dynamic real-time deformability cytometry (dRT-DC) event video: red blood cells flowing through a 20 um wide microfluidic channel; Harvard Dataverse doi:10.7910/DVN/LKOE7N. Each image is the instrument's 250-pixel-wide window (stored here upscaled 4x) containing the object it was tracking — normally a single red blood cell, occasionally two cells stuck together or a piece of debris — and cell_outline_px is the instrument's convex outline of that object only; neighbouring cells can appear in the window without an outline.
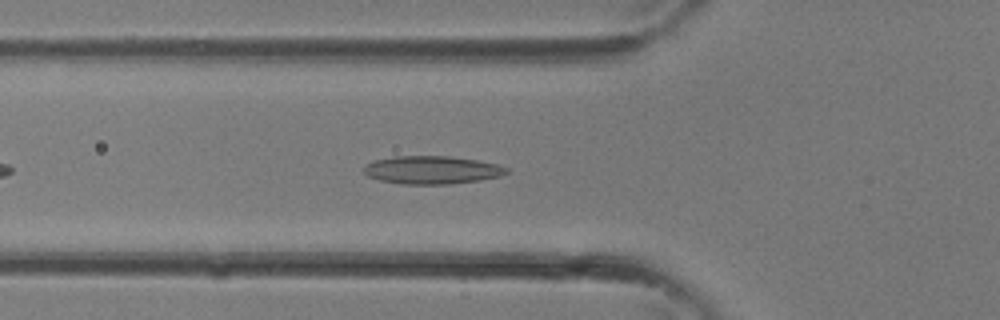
{"species": "common noctule bat (a hibernating species)", "species_latin": "Nyctalus noctula", "temperature_condition": "room temperature", "stored_images_in_passage": 26, "camera_frame_rate_fps": 3000, "um_per_image_px": 0.085, "animal": {"sex": "female"}, "frame": {"image": 1, "passage_image": 4, "time_ms": 1.0, "image_size_px": [1000, 320], "cell_outline_px": [[508, 172], [500, 176], [480, 180], [448, 184], [400, 184], [380, 180], [368, 176], [364, 172], [364, 168], [368, 164], [376, 160], [392, 156], [448, 156], [476, 160], [496, 164], [508, 168]], "centroid_in_image_um": [36.71, 14.45], "position_along_channel_um": 89.1, "area_um2": 23.12}}
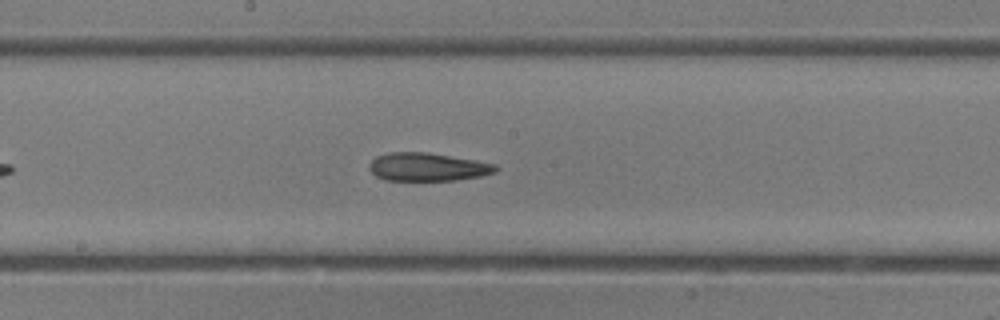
{"frame": {"image": 2, "passage_image": 10, "time_ms": 3.0, "image_size_px": [1000, 320], "cell_outline_px": [[496, 172], [480, 176], [456, 180], [384, 180], [376, 176], [368, 168], [368, 164], [376, 156], [388, 152], [428, 152], [496, 164]], "centroid_in_image_um": [36.29, 14.19], "position_along_channel_um": 211.9, "area_um2": 20.69}}
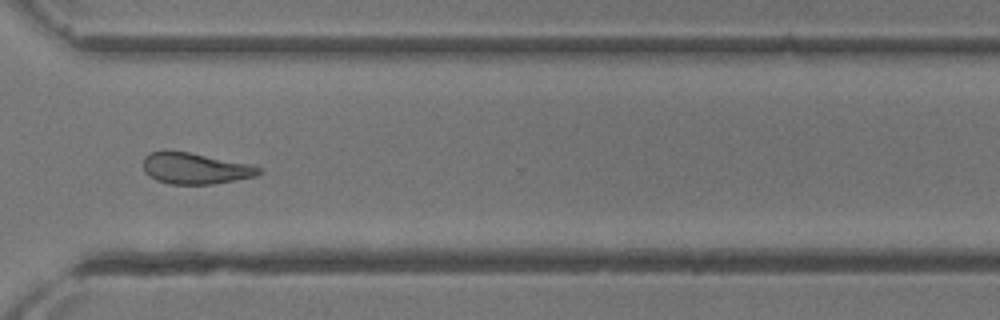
{"frame": {"image": 3, "passage_image": 17, "time_ms": 5.333, "image_size_px": [1000, 320], "cell_outline_px": [[260, 172], [256, 176], [236, 180], [212, 184], [172, 184], [156, 180], [148, 176], [144, 172], [144, 156], [152, 152], [188, 152], [252, 164], [260, 168]], "centroid_in_image_um": [16.6, 14.33], "position_along_channel_um": 354.0, "area_um2": 20.75}}